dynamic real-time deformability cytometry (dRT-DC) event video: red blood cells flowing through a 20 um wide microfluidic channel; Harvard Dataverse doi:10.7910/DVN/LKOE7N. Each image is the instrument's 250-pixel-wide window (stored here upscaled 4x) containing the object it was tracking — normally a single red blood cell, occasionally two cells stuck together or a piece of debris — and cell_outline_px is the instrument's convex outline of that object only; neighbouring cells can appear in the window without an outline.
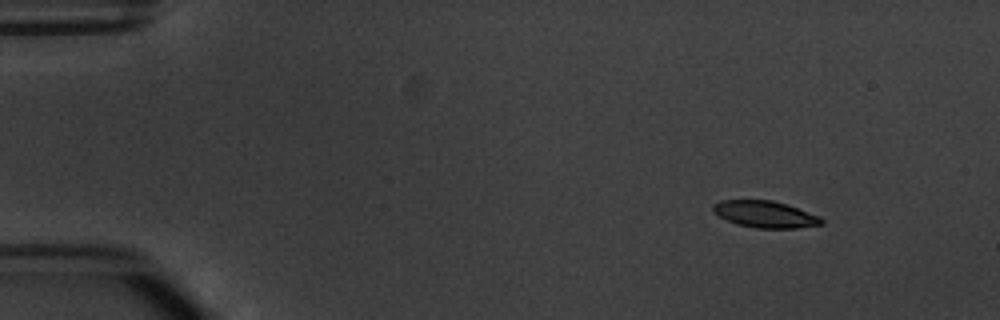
{"species": "common noctule bat (a hibernating species)", "species_latin": "Nyctalus noctula", "temperature_condition": "warm", "stored_images_in_passage": 6, "camera_frame_rate_fps": 3000, "um_per_image_px": 0.085, "animal": {"sex": "male", "body_mass_g": 20.1, "forearm_length_mm": 53.5}, "frame": {"image": 1, "passage_image": 1, "time_ms": 0.0, "image_size_px": [1000, 320], "cell_outline_px": [[824, 224], [796, 228], [756, 228], [736, 224], [712, 212], [712, 204], [720, 200], [772, 200], [788, 204], [820, 216], [824, 220]], "centroid_in_image_um": [65.05, 18.21], "position_along_channel_um": 20.0, "area_um2": 17.05}}
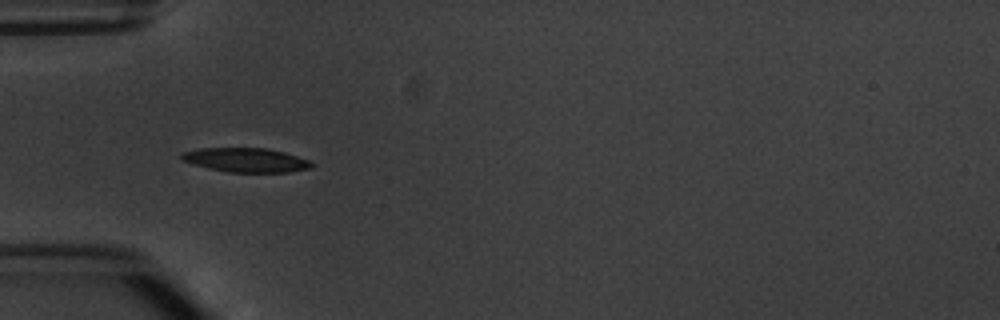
{"frame": {"image": 2, "passage_image": 4, "time_ms": 3.667, "image_size_px": [1000, 320], "cell_outline_px": [[316, 164], [312, 168], [288, 172], [228, 172], [208, 168], [180, 160], [180, 152], [200, 148], [264, 148], [284, 152], [308, 160]], "centroid_in_image_um": [20.89, 13.6], "position_along_channel_um": 64.1, "area_um2": 18.38}}
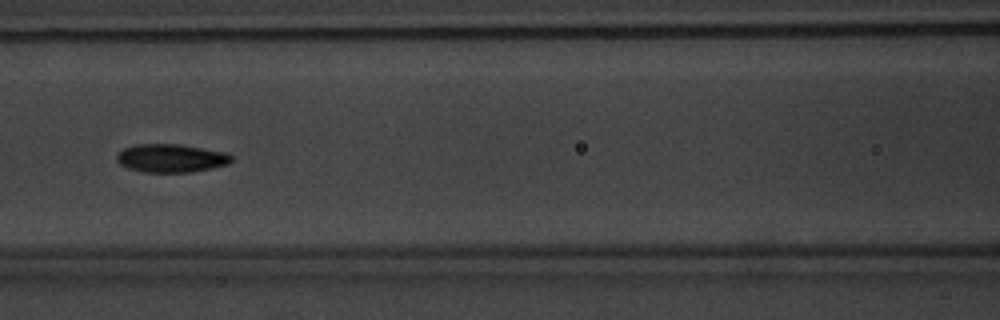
{"frame": {"image": 3, "passage_image": 6, "time_ms": 6.0, "image_size_px": [1000, 320], "cell_outline_px": [[232, 160], [228, 164], [212, 168], [192, 172], [144, 172], [128, 168], [120, 164], [116, 160], [116, 152], [124, 148], [140, 144], [180, 144], [228, 152], [232, 156]], "centroid_in_image_um": [14.55, 13.44], "position_along_channel_um": 152.1, "area_um2": 19.07}}